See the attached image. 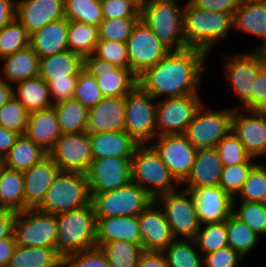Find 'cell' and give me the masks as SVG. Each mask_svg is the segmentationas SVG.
Listing matches in <instances>:
<instances>
[{
    "label": "cell",
    "instance_id": "6da1fadb",
    "mask_svg": "<svg viewBox=\"0 0 266 267\" xmlns=\"http://www.w3.org/2000/svg\"><path fill=\"white\" fill-rule=\"evenodd\" d=\"M208 54L196 48L170 51L137 77L138 86L155 100L199 94Z\"/></svg>",
    "mask_w": 266,
    "mask_h": 267
},
{
    "label": "cell",
    "instance_id": "7a4b0ae2",
    "mask_svg": "<svg viewBox=\"0 0 266 267\" xmlns=\"http://www.w3.org/2000/svg\"><path fill=\"white\" fill-rule=\"evenodd\" d=\"M233 29V14L205 11L189 0L183 7V35L187 48L203 50L208 55L219 40Z\"/></svg>",
    "mask_w": 266,
    "mask_h": 267
},
{
    "label": "cell",
    "instance_id": "3957f363",
    "mask_svg": "<svg viewBox=\"0 0 266 267\" xmlns=\"http://www.w3.org/2000/svg\"><path fill=\"white\" fill-rule=\"evenodd\" d=\"M183 7L178 0H145L140 20L170 51L187 48L183 35Z\"/></svg>",
    "mask_w": 266,
    "mask_h": 267
},
{
    "label": "cell",
    "instance_id": "277c9868",
    "mask_svg": "<svg viewBox=\"0 0 266 267\" xmlns=\"http://www.w3.org/2000/svg\"><path fill=\"white\" fill-rule=\"evenodd\" d=\"M56 250L62 256L97 247V219L92 204L56 214Z\"/></svg>",
    "mask_w": 266,
    "mask_h": 267
},
{
    "label": "cell",
    "instance_id": "5b68a950",
    "mask_svg": "<svg viewBox=\"0 0 266 267\" xmlns=\"http://www.w3.org/2000/svg\"><path fill=\"white\" fill-rule=\"evenodd\" d=\"M131 182L139 185L154 200L179 186L152 146L137 147L131 159Z\"/></svg>",
    "mask_w": 266,
    "mask_h": 267
},
{
    "label": "cell",
    "instance_id": "8992f818",
    "mask_svg": "<svg viewBox=\"0 0 266 267\" xmlns=\"http://www.w3.org/2000/svg\"><path fill=\"white\" fill-rule=\"evenodd\" d=\"M91 203L87 176L79 172H59L48 188L40 211L59 214Z\"/></svg>",
    "mask_w": 266,
    "mask_h": 267
},
{
    "label": "cell",
    "instance_id": "52a82bcc",
    "mask_svg": "<svg viewBox=\"0 0 266 267\" xmlns=\"http://www.w3.org/2000/svg\"><path fill=\"white\" fill-rule=\"evenodd\" d=\"M223 59L226 82L240 100L233 108L251 110V91L258 71L266 64V51L252 49Z\"/></svg>",
    "mask_w": 266,
    "mask_h": 267
},
{
    "label": "cell",
    "instance_id": "ba28073f",
    "mask_svg": "<svg viewBox=\"0 0 266 267\" xmlns=\"http://www.w3.org/2000/svg\"><path fill=\"white\" fill-rule=\"evenodd\" d=\"M124 131L138 146H151L157 136L156 100L138 85L125 96Z\"/></svg>",
    "mask_w": 266,
    "mask_h": 267
},
{
    "label": "cell",
    "instance_id": "9c48e42d",
    "mask_svg": "<svg viewBox=\"0 0 266 267\" xmlns=\"http://www.w3.org/2000/svg\"><path fill=\"white\" fill-rule=\"evenodd\" d=\"M90 195L96 218L138 216L155 201L133 182L115 190Z\"/></svg>",
    "mask_w": 266,
    "mask_h": 267
},
{
    "label": "cell",
    "instance_id": "30bf717a",
    "mask_svg": "<svg viewBox=\"0 0 266 267\" xmlns=\"http://www.w3.org/2000/svg\"><path fill=\"white\" fill-rule=\"evenodd\" d=\"M205 102L197 109L183 136L196 148H215L231 130L233 107L210 109Z\"/></svg>",
    "mask_w": 266,
    "mask_h": 267
},
{
    "label": "cell",
    "instance_id": "8fae6325",
    "mask_svg": "<svg viewBox=\"0 0 266 267\" xmlns=\"http://www.w3.org/2000/svg\"><path fill=\"white\" fill-rule=\"evenodd\" d=\"M155 201L161 206L174 238L194 240L201 224L189 191L176 189L158 196Z\"/></svg>",
    "mask_w": 266,
    "mask_h": 267
},
{
    "label": "cell",
    "instance_id": "7c38bea8",
    "mask_svg": "<svg viewBox=\"0 0 266 267\" xmlns=\"http://www.w3.org/2000/svg\"><path fill=\"white\" fill-rule=\"evenodd\" d=\"M56 215L27 209L17 212L14 224V237L17 245L56 249Z\"/></svg>",
    "mask_w": 266,
    "mask_h": 267
},
{
    "label": "cell",
    "instance_id": "4fadbf2b",
    "mask_svg": "<svg viewBox=\"0 0 266 267\" xmlns=\"http://www.w3.org/2000/svg\"><path fill=\"white\" fill-rule=\"evenodd\" d=\"M200 96V94H190L157 100V136L183 135L195 112L204 102Z\"/></svg>",
    "mask_w": 266,
    "mask_h": 267
},
{
    "label": "cell",
    "instance_id": "5bb4252c",
    "mask_svg": "<svg viewBox=\"0 0 266 267\" xmlns=\"http://www.w3.org/2000/svg\"><path fill=\"white\" fill-rule=\"evenodd\" d=\"M126 46L129 69L137 77L170 52L141 20L134 26Z\"/></svg>",
    "mask_w": 266,
    "mask_h": 267
},
{
    "label": "cell",
    "instance_id": "9a60e30c",
    "mask_svg": "<svg viewBox=\"0 0 266 267\" xmlns=\"http://www.w3.org/2000/svg\"><path fill=\"white\" fill-rule=\"evenodd\" d=\"M60 172L86 174L93 160L87 132L62 134L48 151Z\"/></svg>",
    "mask_w": 266,
    "mask_h": 267
},
{
    "label": "cell",
    "instance_id": "2e32d148",
    "mask_svg": "<svg viewBox=\"0 0 266 267\" xmlns=\"http://www.w3.org/2000/svg\"><path fill=\"white\" fill-rule=\"evenodd\" d=\"M95 77L104 97H125L137 85V76L129 69L97 58L94 54L84 57V67Z\"/></svg>",
    "mask_w": 266,
    "mask_h": 267
},
{
    "label": "cell",
    "instance_id": "e0dca14e",
    "mask_svg": "<svg viewBox=\"0 0 266 267\" xmlns=\"http://www.w3.org/2000/svg\"><path fill=\"white\" fill-rule=\"evenodd\" d=\"M151 146L182 186L191 172L197 149L183 135L156 136Z\"/></svg>",
    "mask_w": 266,
    "mask_h": 267
},
{
    "label": "cell",
    "instance_id": "ac0fdd59",
    "mask_svg": "<svg viewBox=\"0 0 266 267\" xmlns=\"http://www.w3.org/2000/svg\"><path fill=\"white\" fill-rule=\"evenodd\" d=\"M231 130L254 159L266 153V111L233 108Z\"/></svg>",
    "mask_w": 266,
    "mask_h": 267
},
{
    "label": "cell",
    "instance_id": "d6986e66",
    "mask_svg": "<svg viewBox=\"0 0 266 267\" xmlns=\"http://www.w3.org/2000/svg\"><path fill=\"white\" fill-rule=\"evenodd\" d=\"M132 158H93L86 173L90 193L115 190L131 182Z\"/></svg>",
    "mask_w": 266,
    "mask_h": 267
},
{
    "label": "cell",
    "instance_id": "ffe728a7",
    "mask_svg": "<svg viewBox=\"0 0 266 267\" xmlns=\"http://www.w3.org/2000/svg\"><path fill=\"white\" fill-rule=\"evenodd\" d=\"M189 191L200 224L226 220L233 213V197L219 186H206Z\"/></svg>",
    "mask_w": 266,
    "mask_h": 267
},
{
    "label": "cell",
    "instance_id": "44dd1931",
    "mask_svg": "<svg viewBox=\"0 0 266 267\" xmlns=\"http://www.w3.org/2000/svg\"><path fill=\"white\" fill-rule=\"evenodd\" d=\"M157 207L153 201L138 215L144 251L163 252L175 240L162 208Z\"/></svg>",
    "mask_w": 266,
    "mask_h": 267
},
{
    "label": "cell",
    "instance_id": "7402d4cb",
    "mask_svg": "<svg viewBox=\"0 0 266 267\" xmlns=\"http://www.w3.org/2000/svg\"><path fill=\"white\" fill-rule=\"evenodd\" d=\"M59 172L58 166L48 155L22 172L24 210L37 209L41 205L48 188Z\"/></svg>",
    "mask_w": 266,
    "mask_h": 267
},
{
    "label": "cell",
    "instance_id": "603a6c76",
    "mask_svg": "<svg viewBox=\"0 0 266 267\" xmlns=\"http://www.w3.org/2000/svg\"><path fill=\"white\" fill-rule=\"evenodd\" d=\"M64 17V0H16L15 18L29 34Z\"/></svg>",
    "mask_w": 266,
    "mask_h": 267
},
{
    "label": "cell",
    "instance_id": "cb8c5ba5",
    "mask_svg": "<svg viewBox=\"0 0 266 267\" xmlns=\"http://www.w3.org/2000/svg\"><path fill=\"white\" fill-rule=\"evenodd\" d=\"M125 97H104L88 109L87 133L124 131Z\"/></svg>",
    "mask_w": 266,
    "mask_h": 267
},
{
    "label": "cell",
    "instance_id": "d4e9b609",
    "mask_svg": "<svg viewBox=\"0 0 266 267\" xmlns=\"http://www.w3.org/2000/svg\"><path fill=\"white\" fill-rule=\"evenodd\" d=\"M96 245L101 247L105 243L114 241H128L141 245L138 216H115L96 218Z\"/></svg>",
    "mask_w": 266,
    "mask_h": 267
},
{
    "label": "cell",
    "instance_id": "484cf974",
    "mask_svg": "<svg viewBox=\"0 0 266 267\" xmlns=\"http://www.w3.org/2000/svg\"><path fill=\"white\" fill-rule=\"evenodd\" d=\"M222 160L215 148H199L191 172L182 183L185 189L219 186Z\"/></svg>",
    "mask_w": 266,
    "mask_h": 267
},
{
    "label": "cell",
    "instance_id": "4316f807",
    "mask_svg": "<svg viewBox=\"0 0 266 267\" xmlns=\"http://www.w3.org/2000/svg\"><path fill=\"white\" fill-rule=\"evenodd\" d=\"M67 29L65 17L49 22L30 34V46L39 58L69 50Z\"/></svg>",
    "mask_w": 266,
    "mask_h": 267
},
{
    "label": "cell",
    "instance_id": "83f0119b",
    "mask_svg": "<svg viewBox=\"0 0 266 267\" xmlns=\"http://www.w3.org/2000/svg\"><path fill=\"white\" fill-rule=\"evenodd\" d=\"M24 135L48 152L62 135L54 106L29 113Z\"/></svg>",
    "mask_w": 266,
    "mask_h": 267
},
{
    "label": "cell",
    "instance_id": "f1b7e54d",
    "mask_svg": "<svg viewBox=\"0 0 266 267\" xmlns=\"http://www.w3.org/2000/svg\"><path fill=\"white\" fill-rule=\"evenodd\" d=\"M233 29L263 39L255 50L266 51V1L240 4L233 13Z\"/></svg>",
    "mask_w": 266,
    "mask_h": 267
},
{
    "label": "cell",
    "instance_id": "f546056e",
    "mask_svg": "<svg viewBox=\"0 0 266 267\" xmlns=\"http://www.w3.org/2000/svg\"><path fill=\"white\" fill-rule=\"evenodd\" d=\"M93 158H132L138 145L125 131L88 133Z\"/></svg>",
    "mask_w": 266,
    "mask_h": 267
},
{
    "label": "cell",
    "instance_id": "4dcf8cb0",
    "mask_svg": "<svg viewBox=\"0 0 266 267\" xmlns=\"http://www.w3.org/2000/svg\"><path fill=\"white\" fill-rule=\"evenodd\" d=\"M2 61L0 79L9 84L14 85L39 75V57L30 45L2 58Z\"/></svg>",
    "mask_w": 266,
    "mask_h": 267
},
{
    "label": "cell",
    "instance_id": "1f68e13d",
    "mask_svg": "<svg viewBox=\"0 0 266 267\" xmlns=\"http://www.w3.org/2000/svg\"><path fill=\"white\" fill-rule=\"evenodd\" d=\"M84 67V58L71 50L39 58V77L45 81L78 76Z\"/></svg>",
    "mask_w": 266,
    "mask_h": 267
},
{
    "label": "cell",
    "instance_id": "d6a6232c",
    "mask_svg": "<svg viewBox=\"0 0 266 267\" xmlns=\"http://www.w3.org/2000/svg\"><path fill=\"white\" fill-rule=\"evenodd\" d=\"M13 96L29 113L53 106L48 83L39 76L14 84Z\"/></svg>",
    "mask_w": 266,
    "mask_h": 267
},
{
    "label": "cell",
    "instance_id": "836d02e7",
    "mask_svg": "<svg viewBox=\"0 0 266 267\" xmlns=\"http://www.w3.org/2000/svg\"><path fill=\"white\" fill-rule=\"evenodd\" d=\"M47 155L48 152L34 141L25 135H19L14 146L3 157V164L8 169L23 172L40 162Z\"/></svg>",
    "mask_w": 266,
    "mask_h": 267
},
{
    "label": "cell",
    "instance_id": "e575fe53",
    "mask_svg": "<svg viewBox=\"0 0 266 267\" xmlns=\"http://www.w3.org/2000/svg\"><path fill=\"white\" fill-rule=\"evenodd\" d=\"M7 267H62V256L54 248L17 245Z\"/></svg>",
    "mask_w": 266,
    "mask_h": 267
},
{
    "label": "cell",
    "instance_id": "d590c367",
    "mask_svg": "<svg viewBox=\"0 0 266 267\" xmlns=\"http://www.w3.org/2000/svg\"><path fill=\"white\" fill-rule=\"evenodd\" d=\"M0 210L24 211V188L21 171L3 167L0 173Z\"/></svg>",
    "mask_w": 266,
    "mask_h": 267
},
{
    "label": "cell",
    "instance_id": "8d00e7d4",
    "mask_svg": "<svg viewBox=\"0 0 266 267\" xmlns=\"http://www.w3.org/2000/svg\"><path fill=\"white\" fill-rule=\"evenodd\" d=\"M53 106L62 134L86 132L88 109L78 100L69 99Z\"/></svg>",
    "mask_w": 266,
    "mask_h": 267
},
{
    "label": "cell",
    "instance_id": "74e56055",
    "mask_svg": "<svg viewBox=\"0 0 266 267\" xmlns=\"http://www.w3.org/2000/svg\"><path fill=\"white\" fill-rule=\"evenodd\" d=\"M68 49L83 58L92 55L99 40V26L79 21H68Z\"/></svg>",
    "mask_w": 266,
    "mask_h": 267
},
{
    "label": "cell",
    "instance_id": "f35d334b",
    "mask_svg": "<svg viewBox=\"0 0 266 267\" xmlns=\"http://www.w3.org/2000/svg\"><path fill=\"white\" fill-rule=\"evenodd\" d=\"M226 228L228 246L244 258L257 247L261 236L233 213L226 219Z\"/></svg>",
    "mask_w": 266,
    "mask_h": 267
},
{
    "label": "cell",
    "instance_id": "ab89813d",
    "mask_svg": "<svg viewBox=\"0 0 266 267\" xmlns=\"http://www.w3.org/2000/svg\"><path fill=\"white\" fill-rule=\"evenodd\" d=\"M163 252L168 267H203V255L194 240L175 239Z\"/></svg>",
    "mask_w": 266,
    "mask_h": 267
},
{
    "label": "cell",
    "instance_id": "60d3db41",
    "mask_svg": "<svg viewBox=\"0 0 266 267\" xmlns=\"http://www.w3.org/2000/svg\"><path fill=\"white\" fill-rule=\"evenodd\" d=\"M100 249L106 255L110 267H137L144 251L142 245L128 241L105 243Z\"/></svg>",
    "mask_w": 266,
    "mask_h": 267
},
{
    "label": "cell",
    "instance_id": "b9f144b4",
    "mask_svg": "<svg viewBox=\"0 0 266 267\" xmlns=\"http://www.w3.org/2000/svg\"><path fill=\"white\" fill-rule=\"evenodd\" d=\"M64 17L99 26L104 19L101 0H64Z\"/></svg>",
    "mask_w": 266,
    "mask_h": 267
},
{
    "label": "cell",
    "instance_id": "7bdbcfd3",
    "mask_svg": "<svg viewBox=\"0 0 266 267\" xmlns=\"http://www.w3.org/2000/svg\"><path fill=\"white\" fill-rule=\"evenodd\" d=\"M198 251L209 254L228 246L226 220L202 224L194 238Z\"/></svg>",
    "mask_w": 266,
    "mask_h": 267
},
{
    "label": "cell",
    "instance_id": "ee69618b",
    "mask_svg": "<svg viewBox=\"0 0 266 267\" xmlns=\"http://www.w3.org/2000/svg\"><path fill=\"white\" fill-rule=\"evenodd\" d=\"M30 45V34L14 18L0 30V60Z\"/></svg>",
    "mask_w": 266,
    "mask_h": 267
},
{
    "label": "cell",
    "instance_id": "f6af8a7d",
    "mask_svg": "<svg viewBox=\"0 0 266 267\" xmlns=\"http://www.w3.org/2000/svg\"><path fill=\"white\" fill-rule=\"evenodd\" d=\"M266 194V164L260 161L252 167L239 193L233 201L260 202ZM237 198V199H236ZM239 198V199H238Z\"/></svg>",
    "mask_w": 266,
    "mask_h": 267
},
{
    "label": "cell",
    "instance_id": "bcb514c9",
    "mask_svg": "<svg viewBox=\"0 0 266 267\" xmlns=\"http://www.w3.org/2000/svg\"><path fill=\"white\" fill-rule=\"evenodd\" d=\"M233 214L257 234L266 236V209L260 202L233 201Z\"/></svg>",
    "mask_w": 266,
    "mask_h": 267
},
{
    "label": "cell",
    "instance_id": "7dc6e473",
    "mask_svg": "<svg viewBox=\"0 0 266 267\" xmlns=\"http://www.w3.org/2000/svg\"><path fill=\"white\" fill-rule=\"evenodd\" d=\"M256 163L255 159L251 157L246 163L223 166L219 187L234 198L241 190L249 172Z\"/></svg>",
    "mask_w": 266,
    "mask_h": 267
},
{
    "label": "cell",
    "instance_id": "c3c4849f",
    "mask_svg": "<svg viewBox=\"0 0 266 267\" xmlns=\"http://www.w3.org/2000/svg\"><path fill=\"white\" fill-rule=\"evenodd\" d=\"M215 149L223 166L246 163L251 158L232 130L216 144Z\"/></svg>",
    "mask_w": 266,
    "mask_h": 267
},
{
    "label": "cell",
    "instance_id": "681fc988",
    "mask_svg": "<svg viewBox=\"0 0 266 267\" xmlns=\"http://www.w3.org/2000/svg\"><path fill=\"white\" fill-rule=\"evenodd\" d=\"M29 112L12 96L10 100L0 108V125L8 130L24 135Z\"/></svg>",
    "mask_w": 266,
    "mask_h": 267
},
{
    "label": "cell",
    "instance_id": "f907efd6",
    "mask_svg": "<svg viewBox=\"0 0 266 267\" xmlns=\"http://www.w3.org/2000/svg\"><path fill=\"white\" fill-rule=\"evenodd\" d=\"M140 18H104L99 25V39L126 43Z\"/></svg>",
    "mask_w": 266,
    "mask_h": 267
},
{
    "label": "cell",
    "instance_id": "816d5d0a",
    "mask_svg": "<svg viewBox=\"0 0 266 267\" xmlns=\"http://www.w3.org/2000/svg\"><path fill=\"white\" fill-rule=\"evenodd\" d=\"M104 98L96 79L84 68L79 72L73 99L78 100L87 109L94 107Z\"/></svg>",
    "mask_w": 266,
    "mask_h": 267
},
{
    "label": "cell",
    "instance_id": "f5cc1de1",
    "mask_svg": "<svg viewBox=\"0 0 266 267\" xmlns=\"http://www.w3.org/2000/svg\"><path fill=\"white\" fill-rule=\"evenodd\" d=\"M93 54L117 67L129 68L126 43L99 39Z\"/></svg>",
    "mask_w": 266,
    "mask_h": 267
},
{
    "label": "cell",
    "instance_id": "db71d44e",
    "mask_svg": "<svg viewBox=\"0 0 266 267\" xmlns=\"http://www.w3.org/2000/svg\"><path fill=\"white\" fill-rule=\"evenodd\" d=\"M62 267H110L106 255L95 247L62 257Z\"/></svg>",
    "mask_w": 266,
    "mask_h": 267
},
{
    "label": "cell",
    "instance_id": "11a10c76",
    "mask_svg": "<svg viewBox=\"0 0 266 267\" xmlns=\"http://www.w3.org/2000/svg\"><path fill=\"white\" fill-rule=\"evenodd\" d=\"M104 18H140V8L131 0H101Z\"/></svg>",
    "mask_w": 266,
    "mask_h": 267
},
{
    "label": "cell",
    "instance_id": "9f6ffc18",
    "mask_svg": "<svg viewBox=\"0 0 266 267\" xmlns=\"http://www.w3.org/2000/svg\"><path fill=\"white\" fill-rule=\"evenodd\" d=\"M244 257L227 246L215 252L203 255L204 267H240ZM242 262V263H241ZM241 263V264H240Z\"/></svg>",
    "mask_w": 266,
    "mask_h": 267
},
{
    "label": "cell",
    "instance_id": "6f0895ef",
    "mask_svg": "<svg viewBox=\"0 0 266 267\" xmlns=\"http://www.w3.org/2000/svg\"><path fill=\"white\" fill-rule=\"evenodd\" d=\"M78 76H68V79L46 81L53 105L73 99Z\"/></svg>",
    "mask_w": 266,
    "mask_h": 267
},
{
    "label": "cell",
    "instance_id": "680465c9",
    "mask_svg": "<svg viewBox=\"0 0 266 267\" xmlns=\"http://www.w3.org/2000/svg\"><path fill=\"white\" fill-rule=\"evenodd\" d=\"M251 110L266 111V64L258 71L254 81Z\"/></svg>",
    "mask_w": 266,
    "mask_h": 267
},
{
    "label": "cell",
    "instance_id": "91938a15",
    "mask_svg": "<svg viewBox=\"0 0 266 267\" xmlns=\"http://www.w3.org/2000/svg\"><path fill=\"white\" fill-rule=\"evenodd\" d=\"M195 7L205 11L233 14L240 5L239 0H189Z\"/></svg>",
    "mask_w": 266,
    "mask_h": 267
},
{
    "label": "cell",
    "instance_id": "94428289",
    "mask_svg": "<svg viewBox=\"0 0 266 267\" xmlns=\"http://www.w3.org/2000/svg\"><path fill=\"white\" fill-rule=\"evenodd\" d=\"M17 212L0 210V240L14 237V224Z\"/></svg>",
    "mask_w": 266,
    "mask_h": 267
},
{
    "label": "cell",
    "instance_id": "6125c7cd",
    "mask_svg": "<svg viewBox=\"0 0 266 267\" xmlns=\"http://www.w3.org/2000/svg\"><path fill=\"white\" fill-rule=\"evenodd\" d=\"M137 267H168L164 252L143 251Z\"/></svg>",
    "mask_w": 266,
    "mask_h": 267
},
{
    "label": "cell",
    "instance_id": "be15d7a7",
    "mask_svg": "<svg viewBox=\"0 0 266 267\" xmlns=\"http://www.w3.org/2000/svg\"><path fill=\"white\" fill-rule=\"evenodd\" d=\"M15 12L16 0H0V30L15 18Z\"/></svg>",
    "mask_w": 266,
    "mask_h": 267
},
{
    "label": "cell",
    "instance_id": "e7e4bbea",
    "mask_svg": "<svg viewBox=\"0 0 266 267\" xmlns=\"http://www.w3.org/2000/svg\"><path fill=\"white\" fill-rule=\"evenodd\" d=\"M19 133L8 130L0 125V158H3L14 146Z\"/></svg>",
    "mask_w": 266,
    "mask_h": 267
},
{
    "label": "cell",
    "instance_id": "03108f58",
    "mask_svg": "<svg viewBox=\"0 0 266 267\" xmlns=\"http://www.w3.org/2000/svg\"><path fill=\"white\" fill-rule=\"evenodd\" d=\"M17 246L15 238L0 240V267H7Z\"/></svg>",
    "mask_w": 266,
    "mask_h": 267
},
{
    "label": "cell",
    "instance_id": "003e7915",
    "mask_svg": "<svg viewBox=\"0 0 266 267\" xmlns=\"http://www.w3.org/2000/svg\"><path fill=\"white\" fill-rule=\"evenodd\" d=\"M13 96V85L0 79V108Z\"/></svg>",
    "mask_w": 266,
    "mask_h": 267
},
{
    "label": "cell",
    "instance_id": "a7ac6f4b",
    "mask_svg": "<svg viewBox=\"0 0 266 267\" xmlns=\"http://www.w3.org/2000/svg\"><path fill=\"white\" fill-rule=\"evenodd\" d=\"M262 1H266V0H239V3L245 4V3H249V2H262Z\"/></svg>",
    "mask_w": 266,
    "mask_h": 267
},
{
    "label": "cell",
    "instance_id": "89a4df30",
    "mask_svg": "<svg viewBox=\"0 0 266 267\" xmlns=\"http://www.w3.org/2000/svg\"><path fill=\"white\" fill-rule=\"evenodd\" d=\"M131 1H133L140 8L145 0H131Z\"/></svg>",
    "mask_w": 266,
    "mask_h": 267
},
{
    "label": "cell",
    "instance_id": "2644e50d",
    "mask_svg": "<svg viewBox=\"0 0 266 267\" xmlns=\"http://www.w3.org/2000/svg\"><path fill=\"white\" fill-rule=\"evenodd\" d=\"M261 205L266 209V194L263 196L262 200L260 201Z\"/></svg>",
    "mask_w": 266,
    "mask_h": 267
},
{
    "label": "cell",
    "instance_id": "8c879c8a",
    "mask_svg": "<svg viewBox=\"0 0 266 267\" xmlns=\"http://www.w3.org/2000/svg\"><path fill=\"white\" fill-rule=\"evenodd\" d=\"M3 167H4L3 158H0V173H1L2 169H3Z\"/></svg>",
    "mask_w": 266,
    "mask_h": 267
}]
</instances>
